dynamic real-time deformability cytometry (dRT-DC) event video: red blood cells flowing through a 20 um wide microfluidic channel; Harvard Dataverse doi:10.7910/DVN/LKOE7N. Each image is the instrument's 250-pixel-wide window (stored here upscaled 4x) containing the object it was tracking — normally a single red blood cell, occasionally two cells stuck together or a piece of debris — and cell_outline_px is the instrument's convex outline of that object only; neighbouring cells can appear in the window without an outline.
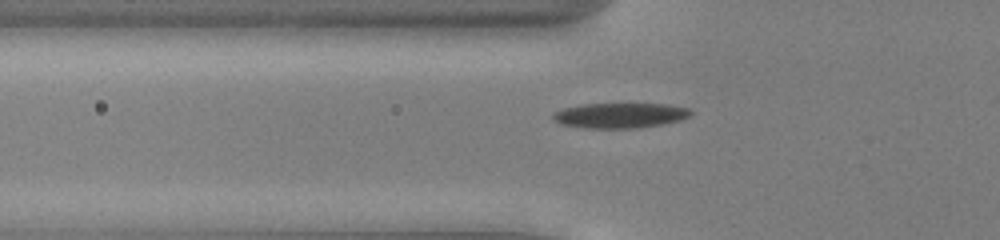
{"species": "common noctule bat (a hibernating species)", "species_latin": "Nyctalus noctula", "temperature_condition": "cold", "stored_images_in_passage": 29, "camera_frame_rate_fps": 3000, "um_per_image_px": 0.085, "animal": {"sex": "male", "body_mass_g": 13.0, "forearm_length_mm": 53.1}, "frame": {"image": 1, "passage_image": 2, "time_ms": 0.333, "image_size_px": [1000, 240], "cell_outline_px": [[692, 112], [688, 116], [680, 120], [664, 124], [636, 128], [584, 128], [560, 124], [552, 120], [552, 112], [564, 108], [580, 104], [668, 104], [688, 108]], "centroid_in_image_um": [52.65, 9.81], "position_along_channel_um": 73.2, "area_um2": 20.29}}
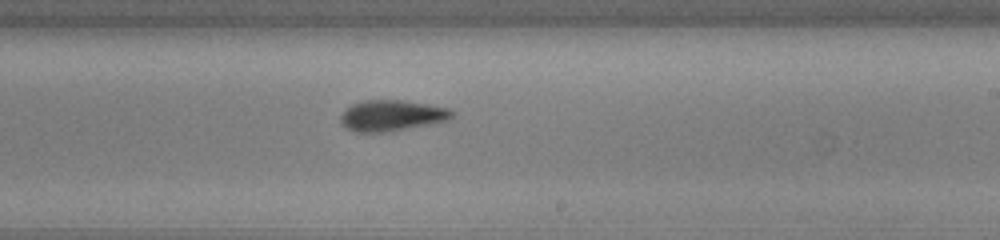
{"frame": {"image": 2, "passage_image": 16, "time_ms": 5.0, "image_size_px": [1000, 240], "cell_outline_px": [[456, 112], [448, 120], [388, 132], [356, 132], [340, 124], [340, 116], [352, 104], [364, 100], [404, 100], [428, 104], [448, 108]], "centroid_in_image_um": [33.3, 9.82], "position_along_channel_um": 255.7, "area_um2": 20.0}}
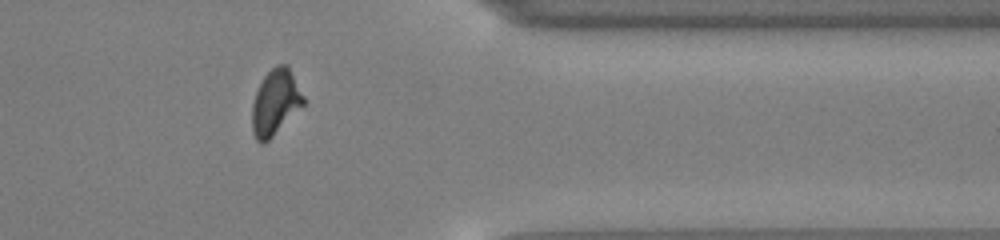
{"frame": {"image": 3, "passage_image": 27, "time_ms": 8.667, "image_size_px": [1000, 240], "cell_outline_px": [[304, 104], [264, 144], [260, 144], [256, 140], [252, 132], [252, 104], [256, 92], [264, 76], [276, 64], [288, 64], [304, 96]], "centroid_in_image_um": [23.39, 8.69], "position_along_channel_um": 388.0, "area_um2": 19.48}, "authors_computed_cell_mechanics": {"area_um2": 20.1144, "velocity_mm_per_s": 3.924, "shape_relaxation_time_tau1_ms": 2.3132, "shape_relaxation_time_tau2_ms": 2.0466, "deformation_change_tau1": 0.1319, "deformation_change_tau2": 0.0925}}